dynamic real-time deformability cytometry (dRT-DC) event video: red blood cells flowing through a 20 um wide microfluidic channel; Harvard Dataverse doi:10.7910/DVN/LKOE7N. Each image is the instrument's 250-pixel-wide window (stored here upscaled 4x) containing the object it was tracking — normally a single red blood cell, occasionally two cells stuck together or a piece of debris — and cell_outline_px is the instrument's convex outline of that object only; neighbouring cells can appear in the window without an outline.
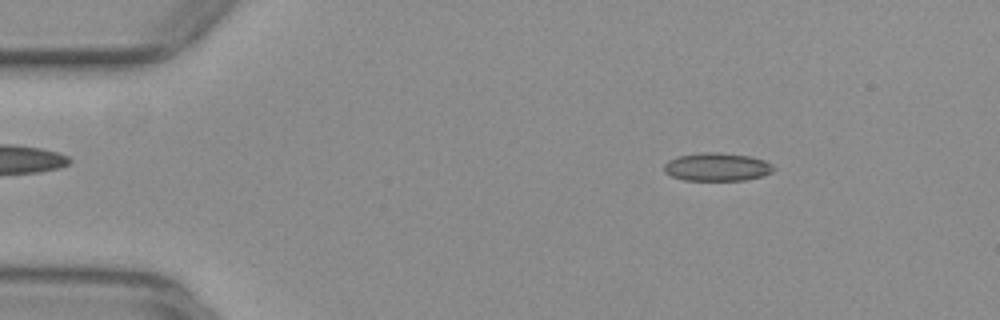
{"species": "common noctule bat (a hibernating species)", "species_latin": "Nyctalus noctula", "temperature_condition": "warm", "stored_images_in_passage": 46, "camera_frame_rate_fps": 3000, "um_per_image_px": 0.085, "animal": {"sex": "female", "body_mass_g": 29.2, "forearm_length_mm": 56.3}, "frame": {"image": 1, "passage_image": 2, "time_ms": 0.333, "image_size_px": [1000, 320], "cell_outline_px": [[776, 168], [772, 172], [764, 176], [744, 180], [684, 180], [672, 176], [664, 172], [664, 164], [668, 160], [676, 156], [700, 152], [720, 152], [748, 156], [764, 160], [772, 164]], "centroid_in_image_um": [60.94, 14.18], "position_along_channel_um": 24.1, "area_um2": 18.15}}
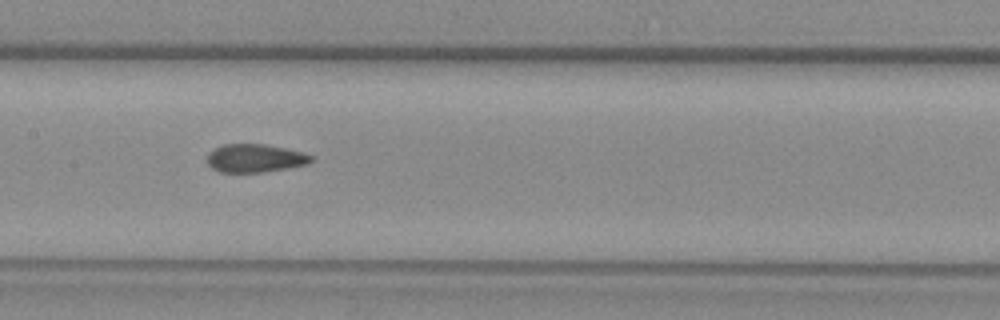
{"frame": {"image": 2, "passage_image": 20, "time_ms": 6.333, "image_size_px": [1000, 320], "cell_outline_px": [[312, 160], [308, 164], [288, 168], [264, 172], [220, 172], [212, 168], [208, 164], [208, 152], [224, 144], [264, 144], [284, 148], [300, 152], [312, 156]], "centroid_in_image_um": [21.66, 13.45], "position_along_channel_um": 185.7, "area_um2": 16.94}}
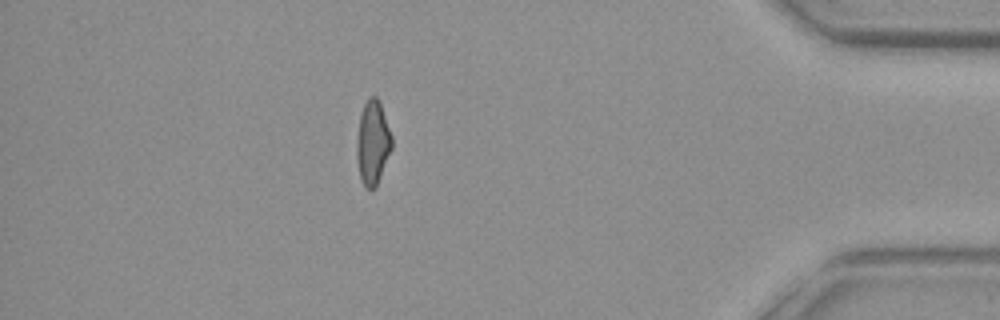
{"frame": {"image": 3, "passage_image": 40, "time_ms": 13.0, "image_size_px": [1000, 320], "cell_outline_px": [[392, 148], [376, 188], [364, 188], [360, 180], [356, 160], [356, 140], [360, 116], [364, 104], [368, 96], [376, 96], [380, 100], [392, 136]], "centroid_in_image_um": [31.67, 12.13], "position_along_channel_um": 403.5, "area_um2": 17.57}, "authors_computed_cell_mechanics": {"area_um2": 17.5134, "velocity_mm_per_s": 3.9683, "shape_relaxation_time_tau1_ms": null, "shape_relaxation_time_tau2_ms": 1.6831, "deformation_change_tau1": null, "deformation_change_tau2": 0.082}}